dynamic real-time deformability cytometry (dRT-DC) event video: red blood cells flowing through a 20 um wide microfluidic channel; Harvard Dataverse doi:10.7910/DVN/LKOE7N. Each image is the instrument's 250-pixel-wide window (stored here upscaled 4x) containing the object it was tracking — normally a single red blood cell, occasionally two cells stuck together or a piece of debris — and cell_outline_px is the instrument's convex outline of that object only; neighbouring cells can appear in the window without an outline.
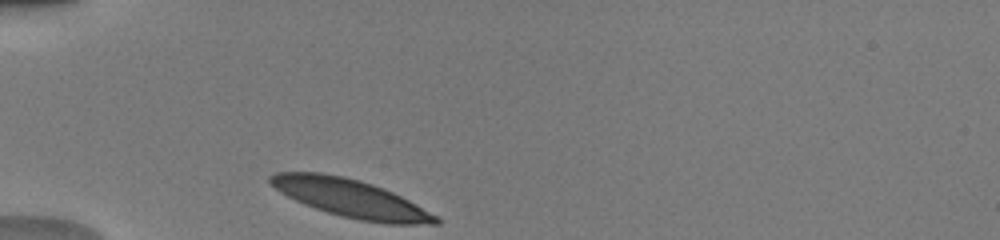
{"species": "human", "species_latin": "Homo sapiens", "temperature_condition": "warm", "stored_images_in_passage": 30, "camera_frame_rate_fps": 3000, "um_per_image_px": 0.085, "donor": {"sex": "male"}, "frame": {"image": 1, "passage_image": 1, "time_ms": 0.0, "image_size_px": [1000, 240], "cell_outline_px": [[440, 224], [388, 224], [360, 220], [340, 216], [316, 208], [296, 200], [280, 192], [268, 180], [268, 176], [276, 172], [320, 172], [344, 176], [360, 180], [384, 188], [416, 204], [436, 216], [440, 220]], "centroid_in_image_um": [29.8, 16.85], "position_along_channel_um": 55.2, "area_um2": 36.24}}
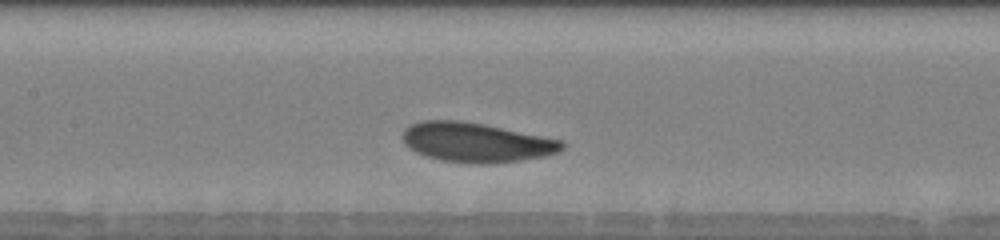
{"frame": {"image": 2, "passage_image": 11, "time_ms": 3.333, "image_size_px": [1000, 240], "cell_outline_px": [[564, 148], [556, 152], [544, 156], [520, 160], [488, 164], [472, 164], [444, 160], [428, 156], [416, 152], [404, 144], [400, 136], [404, 128], [408, 124], [420, 120], [460, 120], [484, 124], [564, 140]], "centroid_in_image_um": [40.43, 12.08], "position_along_channel_um": 167.0, "area_um2": 36.93}}
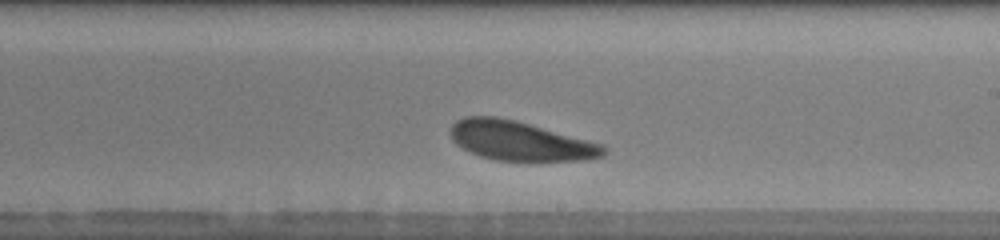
{"frame": {"image": 3, "passage_image": 17, "time_ms": 5.333, "image_size_px": [1000, 240], "cell_outline_px": [[608, 152], [604, 156], [580, 160], [532, 164], [496, 160], [480, 156], [456, 144], [452, 140], [448, 132], [452, 124], [456, 120], [464, 116], [496, 116], [516, 120], [604, 144], [608, 148]], "centroid_in_image_um": [44.25, 12.01], "position_along_channel_um": 244.7, "area_um2": 36.41}, "authors_computed_cell_mechanics": {"area_um2": 36.125, "velocity_mm_per_s": 3.9029, "shape_relaxation_time_tau1_ms": 1.338, "shape_relaxation_time_tau2_ms": null, "deformation_change_tau1": 0.1066, "deformation_change_tau2": null}}